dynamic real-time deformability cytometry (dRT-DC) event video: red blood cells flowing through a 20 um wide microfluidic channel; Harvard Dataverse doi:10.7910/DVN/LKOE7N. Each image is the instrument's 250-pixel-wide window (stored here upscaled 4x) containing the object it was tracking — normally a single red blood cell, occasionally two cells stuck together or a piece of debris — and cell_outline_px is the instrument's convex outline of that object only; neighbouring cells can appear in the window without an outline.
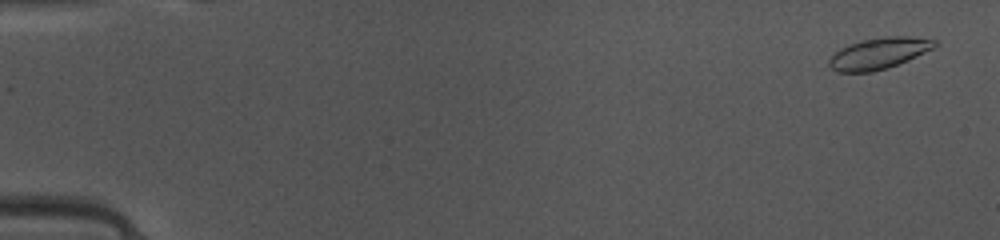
{"species": "common noctule bat (a hibernating species)", "species_latin": "Nyctalus noctula", "temperature_condition": "warm", "stored_images_in_passage": 49, "camera_frame_rate_fps": 3000, "um_per_image_px": 0.085, "animal": {"sex": "female", "body_mass_g": 10.0, "forearm_length_mm": 53.1}, "frame": {"image": 1, "passage_image": 2, "time_ms": 0.333, "image_size_px": [1000, 240], "cell_outline_px": [[936, 44], [932, 48], [908, 60], [888, 68], [872, 72], [836, 72], [828, 64], [828, 60], [840, 48], [848, 44], [864, 40], [884, 36], [908, 36], [936, 40]], "centroid_in_image_um": [74.66, 4.54], "position_along_channel_um": 10.3, "area_um2": 19.07}}
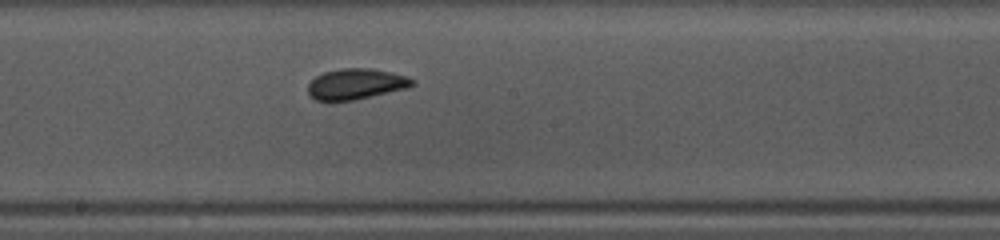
{"frame": {"image": 2, "passage_image": 27, "time_ms": 8.667, "image_size_px": [1000, 240], "cell_outline_px": [[416, 84], [408, 88], [356, 100], [316, 100], [308, 96], [308, 84], [316, 76], [324, 72], [340, 68], [368, 68], [392, 72], [416, 80]], "centroid_in_image_um": [30.27, 7.14], "position_along_channel_um": 217.9, "area_um2": 18.79}}
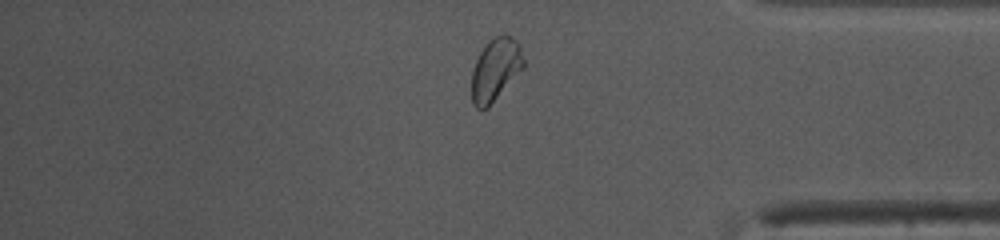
{"frame": {"image": 3, "passage_image": 41, "time_ms": 13.333, "image_size_px": [1000, 240], "cell_outline_px": [[524, 68], [488, 108], [476, 108], [472, 104], [472, 72], [476, 60], [484, 44], [488, 40], [496, 36], [512, 36], [520, 44], [524, 60]], "centroid_in_image_um": [42.12, 5.91], "position_along_channel_um": 393.1, "area_um2": 19.02}, "authors_computed_cell_mechanics": {"area_um2": 18.785, "velocity_mm_per_s": 4.1053, "shape_relaxation_time_tau1_ms": 1.9207, "shape_relaxation_time_tau2_ms": null, "deformation_change_tau1": 0.0932, "deformation_change_tau2": null}}